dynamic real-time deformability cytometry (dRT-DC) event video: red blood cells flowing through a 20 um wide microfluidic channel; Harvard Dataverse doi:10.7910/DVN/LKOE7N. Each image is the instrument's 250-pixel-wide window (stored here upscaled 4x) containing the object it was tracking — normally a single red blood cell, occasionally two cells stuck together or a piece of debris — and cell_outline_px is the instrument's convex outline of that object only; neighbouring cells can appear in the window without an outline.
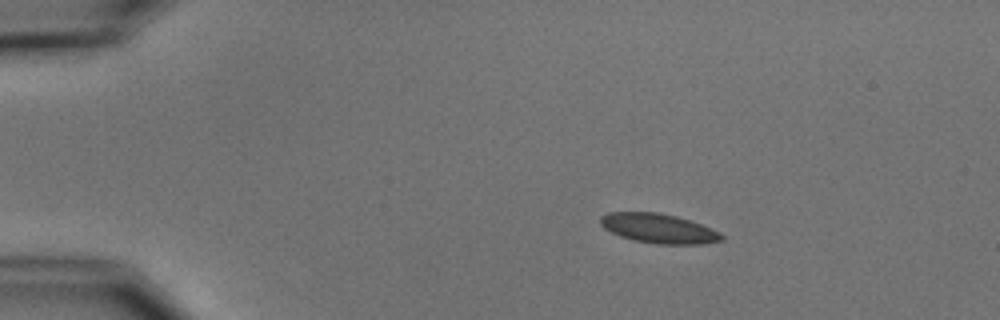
{"species": "common noctule bat (a hibernating species)", "species_latin": "Nyctalus noctula", "temperature_condition": "cold", "stored_images_in_passage": 3, "camera_frame_rate_fps": 3000, "um_per_image_px": 0.085, "animal": {"sex": "male", "body_mass_g": 15.6}, "frame": {"image": 1, "passage_image": 1, "time_ms": 0.0, "image_size_px": [1000, 320], "cell_outline_px": [[724, 240], [704, 244], [656, 244], [632, 240], [620, 236], [604, 228], [600, 224], [600, 216], [608, 212], [660, 212], [676, 216], [700, 224], [720, 232], [724, 236]], "centroid_in_image_um": [55.98, 19.42], "position_along_channel_um": 29.0, "area_um2": 20.92}}